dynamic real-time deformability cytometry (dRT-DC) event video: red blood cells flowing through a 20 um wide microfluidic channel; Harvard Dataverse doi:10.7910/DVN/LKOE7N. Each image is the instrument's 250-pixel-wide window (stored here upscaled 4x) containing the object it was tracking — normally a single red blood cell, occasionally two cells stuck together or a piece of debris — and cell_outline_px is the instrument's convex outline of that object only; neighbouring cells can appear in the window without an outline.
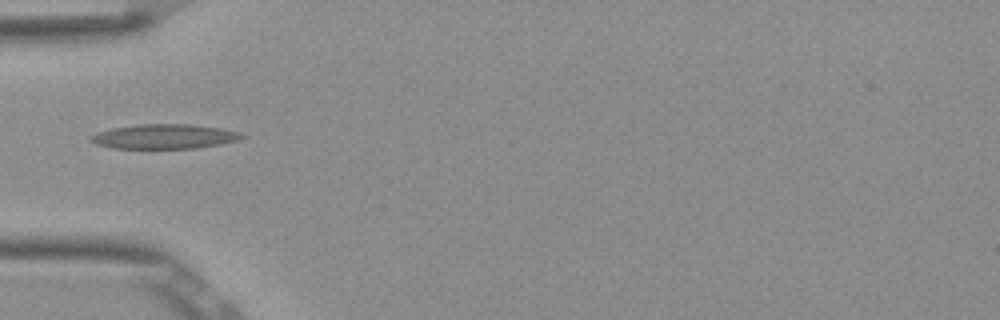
{"species": "Egyptian fruit bat (a non-hibernating species)", "species_latin": "Rousettus aegyptiacus", "temperature_condition": "room temperature", "stored_images_in_passage": 3, "camera_frame_rate_fps": 3000, "um_per_image_px": 0.085, "frame": {"image": 1, "passage_image": 1, "time_ms": 0.0, "image_size_px": [1000, 320], "cell_outline_px": [[244, 136], [236, 140], [220, 144], [196, 148], [112, 148], [96, 144], [88, 140], [88, 136], [96, 132], [112, 128], [136, 124], [192, 124], [220, 128], [240, 132]], "centroid_in_image_um": [13.89, 11.59], "position_along_channel_um": 71.1, "area_um2": 21.68}}
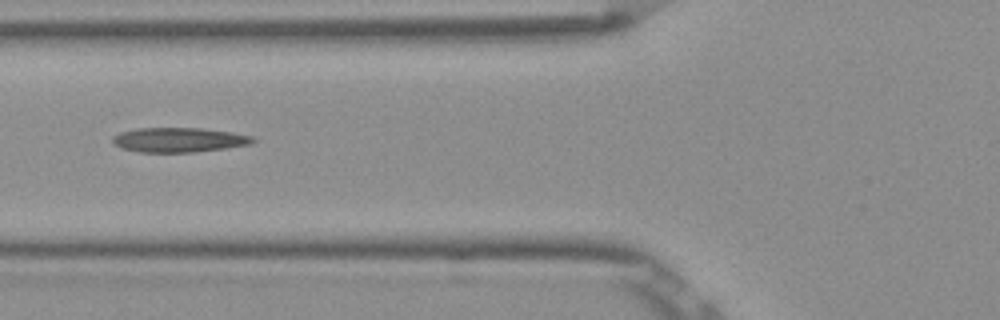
{"frame": {"image": 2, "passage_image": 2, "time_ms": 0.333, "image_size_px": [1000, 320], "cell_outline_px": [[256, 140], [252, 144], [196, 152], [140, 152], [120, 148], [112, 144], [112, 136], [120, 132], [136, 128], [200, 128], [232, 132], [252, 136]], "centroid_in_image_um": [15.17, 11.89], "position_along_channel_um": 110.6, "area_um2": 20.23}}
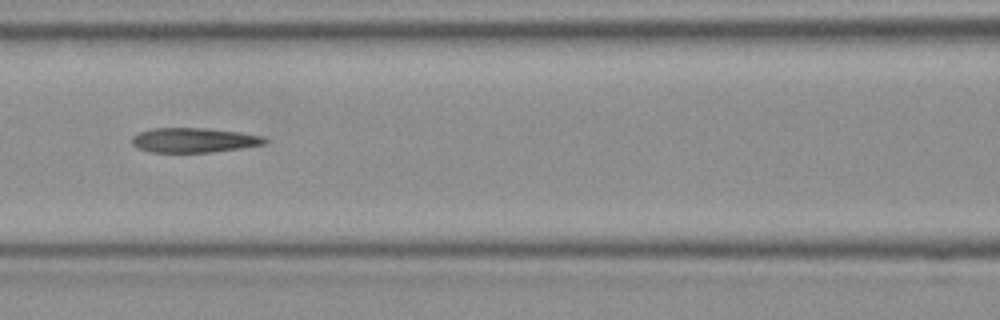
{"frame": {"image": 3, "passage_image": 3, "time_ms": 0.667, "image_size_px": [1000, 320], "cell_outline_px": [[268, 140], [264, 144], [240, 148], [212, 152], [148, 152], [136, 148], [132, 144], [132, 136], [140, 132], [152, 128], [204, 128], [240, 132], [264, 136]], "centroid_in_image_um": [16.46, 11.91], "position_along_channel_um": 150.1, "area_um2": 19.13}}